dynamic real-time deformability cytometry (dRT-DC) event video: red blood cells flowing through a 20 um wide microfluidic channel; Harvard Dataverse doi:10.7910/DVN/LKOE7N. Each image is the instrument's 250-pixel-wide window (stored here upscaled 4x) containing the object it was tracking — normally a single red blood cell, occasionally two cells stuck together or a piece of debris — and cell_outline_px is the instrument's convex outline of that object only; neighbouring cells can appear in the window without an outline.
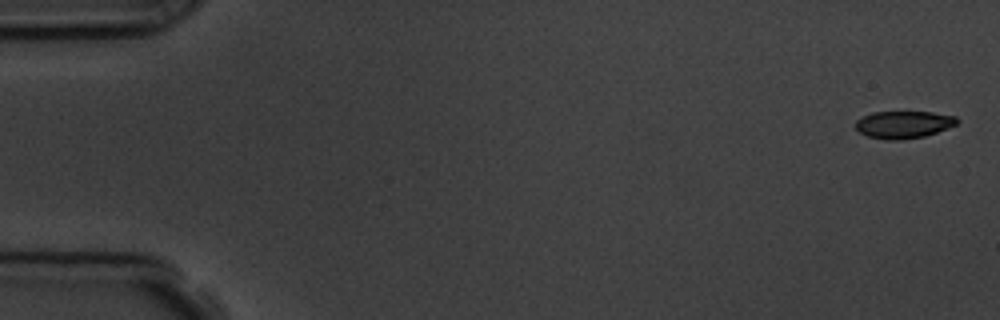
{"species": "common noctule bat (a hibernating species)", "species_latin": "Nyctalus noctula", "temperature_condition": "room temperature", "stored_images_in_passage": 7, "camera_frame_rate_fps": 3000, "um_per_image_px": 0.085, "animal": {"sex": "male", "body_mass_g": 19.5, "forearm_length_mm": 54.6}, "frame": {"image": 1, "passage_image": 1, "time_ms": 0.0, "image_size_px": [1000, 320], "cell_outline_px": [[960, 120], [956, 124], [936, 132], [924, 136], [900, 140], [888, 140], [868, 136], [860, 132], [856, 128], [856, 120], [872, 112], [932, 112], [956, 116]], "centroid_in_image_um": [76.81, 10.58], "position_along_channel_um": 8.2, "area_um2": 16.01}}
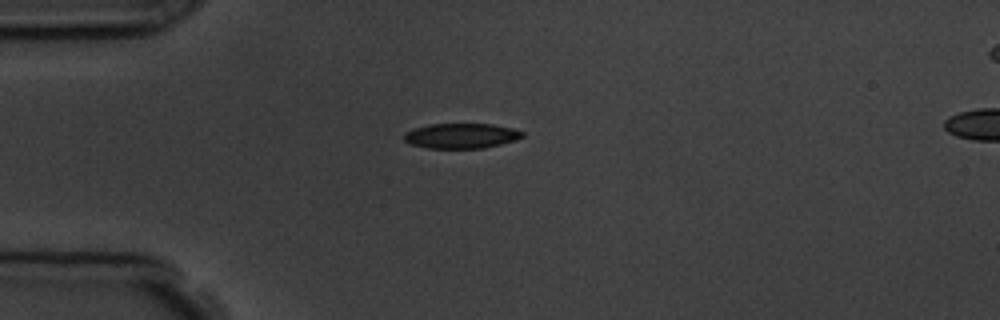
{"frame": {"image": 2, "passage_image": 5, "time_ms": 4.333, "image_size_px": [1000, 320], "cell_outline_px": [[524, 136], [516, 140], [484, 148], [428, 148], [412, 144], [404, 140], [404, 132], [416, 128], [432, 124], [492, 124], [512, 128], [524, 132]], "centroid_in_image_um": [39.23, 11.54], "position_along_channel_um": 45.8, "area_um2": 17.17}}